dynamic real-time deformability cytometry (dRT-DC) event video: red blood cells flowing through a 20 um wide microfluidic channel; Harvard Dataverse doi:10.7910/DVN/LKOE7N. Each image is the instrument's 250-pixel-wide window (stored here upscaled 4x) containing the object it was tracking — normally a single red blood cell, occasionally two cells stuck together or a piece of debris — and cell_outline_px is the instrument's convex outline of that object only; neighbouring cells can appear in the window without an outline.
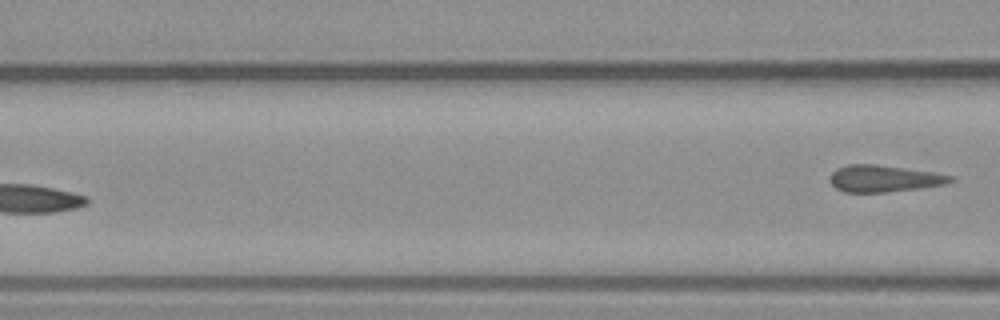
{"species": "common noctule bat (a hibernating species)", "species_latin": "Nyctalus noctula", "temperature_condition": "warm", "stored_images_in_passage": 3, "camera_frame_rate_fps": 3000, "um_per_image_px": 0.085, "animal": {"sex": "male", "body_mass_g": 23.1, "forearm_length_mm": 52.7}, "frame": {"image": 1, "passage_image": 3, "time_ms": 2.333, "image_size_px": [1000, 320], "cell_outline_px": [[956, 180], [944, 184], [888, 192], [844, 192], [836, 188], [828, 180], [828, 176], [836, 168], [848, 164], [876, 164], [932, 172], [956, 176]], "centroid_in_image_um": [75.1, 15.17], "position_along_channel_um": 91.5, "area_um2": 18.84}}